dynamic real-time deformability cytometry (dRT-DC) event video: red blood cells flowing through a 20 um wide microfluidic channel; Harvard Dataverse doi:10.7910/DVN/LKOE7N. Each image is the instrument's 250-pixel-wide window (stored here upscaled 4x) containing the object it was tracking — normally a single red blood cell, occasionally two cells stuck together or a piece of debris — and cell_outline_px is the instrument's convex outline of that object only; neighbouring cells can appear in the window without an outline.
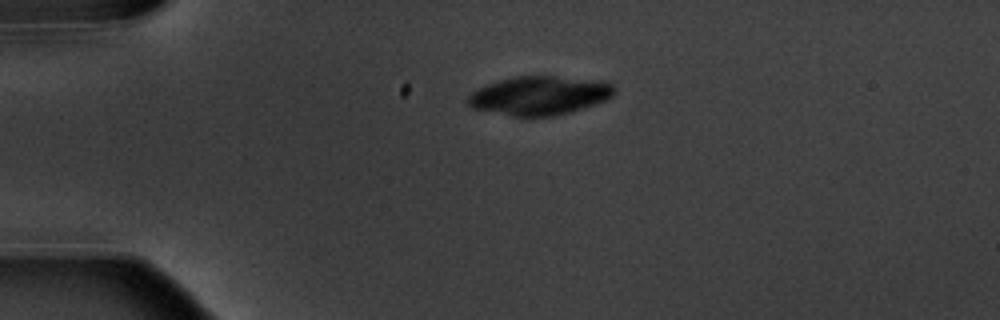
{"species": "common noctule bat (a hibernating species)", "species_latin": "Nyctalus noctula", "temperature_condition": "warm", "stored_images_in_passage": 2, "camera_frame_rate_fps": 3000, "um_per_image_px": 0.085, "animal": {"sex": "male", "body_mass_g": 20.1, "forearm_length_mm": 53.5}, "frame": {"image": 1, "passage_image": 1, "time_ms": 0.0, "image_size_px": [1000, 320], "cell_outline_px": [[616, 92], [612, 96], [604, 100], [568, 112], [552, 116], [512, 116], [472, 108], [468, 104], [468, 96], [476, 88], [512, 76], [552, 76], [608, 80], [616, 88]], "centroid_in_image_um": [45.87, 8.1], "position_along_channel_um": 39.1, "area_um2": 33.06}}